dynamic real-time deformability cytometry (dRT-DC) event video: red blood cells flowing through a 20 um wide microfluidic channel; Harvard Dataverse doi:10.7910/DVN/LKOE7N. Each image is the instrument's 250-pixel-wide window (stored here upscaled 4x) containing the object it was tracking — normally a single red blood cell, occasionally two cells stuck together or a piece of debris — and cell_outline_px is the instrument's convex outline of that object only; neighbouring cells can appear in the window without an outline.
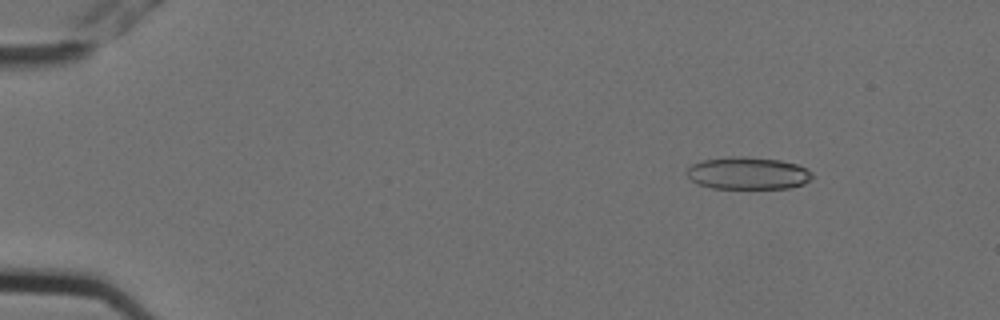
{"species": "Egyptian fruit bat (a non-hibernating species)", "species_latin": "Rousettus aegyptiacus", "temperature_condition": "cold", "stored_images_in_passage": 4, "camera_frame_rate_fps": 3000, "um_per_image_px": 0.085, "animal": {"sex": "female"}, "frame": {"image": 1, "passage_image": 1, "time_ms": 0.0, "image_size_px": [1000, 320], "cell_outline_px": [[812, 176], [804, 184], [788, 188], [712, 188], [696, 184], [688, 176], [688, 168], [692, 164], [704, 160], [728, 156], [744, 156], [780, 160], [796, 164], [812, 172]], "centroid_in_image_um": [63.55, 14.72], "position_along_channel_um": 21.4, "area_um2": 23.52}}
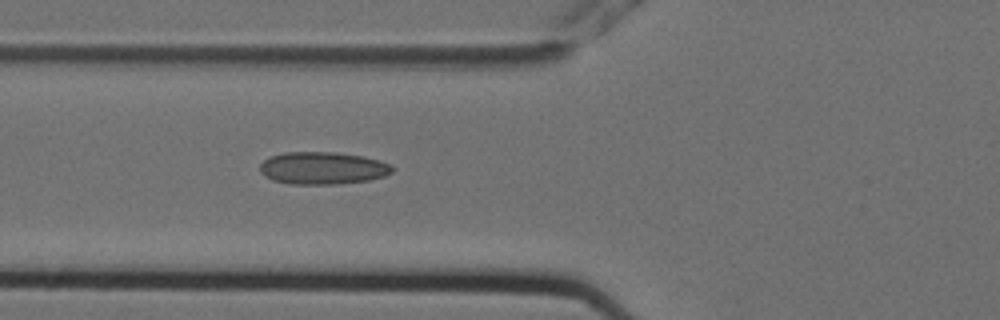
{"frame": {"image": 2, "passage_image": 4, "time_ms": 1.0, "image_size_px": [1000, 320], "cell_outline_px": [[392, 172], [384, 176], [368, 180], [336, 184], [292, 184], [272, 180], [264, 176], [260, 172], [260, 164], [268, 156], [284, 152], [336, 152], [364, 156], [380, 160], [392, 164]], "centroid_in_image_um": [27.41, 14.28], "position_along_channel_um": 98.4, "area_um2": 25.2}}